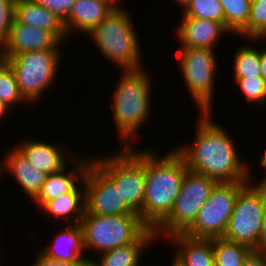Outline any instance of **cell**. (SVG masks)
Returning a JSON list of instances; mask_svg holds the SVG:
<instances>
[{
    "label": "cell",
    "mask_w": 266,
    "mask_h": 266,
    "mask_svg": "<svg viewBox=\"0 0 266 266\" xmlns=\"http://www.w3.org/2000/svg\"><path fill=\"white\" fill-rule=\"evenodd\" d=\"M199 115L192 146L186 143L174 148L184 159L188 170L218 183L250 182V168L240 158L224 126L214 121L210 112H199Z\"/></svg>",
    "instance_id": "cell-1"
},
{
    "label": "cell",
    "mask_w": 266,
    "mask_h": 266,
    "mask_svg": "<svg viewBox=\"0 0 266 266\" xmlns=\"http://www.w3.org/2000/svg\"><path fill=\"white\" fill-rule=\"evenodd\" d=\"M153 149H145L146 182L142 222L155 230L172 211L188 168L175 149L162 156Z\"/></svg>",
    "instance_id": "cell-2"
},
{
    "label": "cell",
    "mask_w": 266,
    "mask_h": 266,
    "mask_svg": "<svg viewBox=\"0 0 266 266\" xmlns=\"http://www.w3.org/2000/svg\"><path fill=\"white\" fill-rule=\"evenodd\" d=\"M122 72L112 96L113 121L118 137L125 143H122L123 147H130L140 127L151 115L150 95L153 87L151 76L141 67L123 69Z\"/></svg>",
    "instance_id": "cell-3"
},
{
    "label": "cell",
    "mask_w": 266,
    "mask_h": 266,
    "mask_svg": "<svg viewBox=\"0 0 266 266\" xmlns=\"http://www.w3.org/2000/svg\"><path fill=\"white\" fill-rule=\"evenodd\" d=\"M130 13L118 4L86 35L91 38L103 57L122 69L143 67L137 29Z\"/></svg>",
    "instance_id": "cell-4"
},
{
    "label": "cell",
    "mask_w": 266,
    "mask_h": 266,
    "mask_svg": "<svg viewBox=\"0 0 266 266\" xmlns=\"http://www.w3.org/2000/svg\"><path fill=\"white\" fill-rule=\"evenodd\" d=\"M92 163L115 185L124 202L142 220L145 195V151L121 146L103 157L92 158Z\"/></svg>",
    "instance_id": "cell-5"
},
{
    "label": "cell",
    "mask_w": 266,
    "mask_h": 266,
    "mask_svg": "<svg viewBox=\"0 0 266 266\" xmlns=\"http://www.w3.org/2000/svg\"><path fill=\"white\" fill-rule=\"evenodd\" d=\"M85 251L99 254L135 242L148 227L138 214L95 215L86 211L80 221Z\"/></svg>",
    "instance_id": "cell-6"
},
{
    "label": "cell",
    "mask_w": 266,
    "mask_h": 266,
    "mask_svg": "<svg viewBox=\"0 0 266 266\" xmlns=\"http://www.w3.org/2000/svg\"><path fill=\"white\" fill-rule=\"evenodd\" d=\"M62 54L61 50H41L3 57L11 66L19 92L29 106L38 102L42 93L53 85Z\"/></svg>",
    "instance_id": "cell-7"
},
{
    "label": "cell",
    "mask_w": 266,
    "mask_h": 266,
    "mask_svg": "<svg viewBox=\"0 0 266 266\" xmlns=\"http://www.w3.org/2000/svg\"><path fill=\"white\" fill-rule=\"evenodd\" d=\"M249 170V183L239 192L223 239L248 246H257L266 207V185L254 184ZM252 181V182H251Z\"/></svg>",
    "instance_id": "cell-8"
},
{
    "label": "cell",
    "mask_w": 266,
    "mask_h": 266,
    "mask_svg": "<svg viewBox=\"0 0 266 266\" xmlns=\"http://www.w3.org/2000/svg\"><path fill=\"white\" fill-rule=\"evenodd\" d=\"M218 182L205 175L187 171L169 216L154 230L156 239L183 233L194 221ZM163 235V236H162ZM165 235V236H164Z\"/></svg>",
    "instance_id": "cell-9"
},
{
    "label": "cell",
    "mask_w": 266,
    "mask_h": 266,
    "mask_svg": "<svg viewBox=\"0 0 266 266\" xmlns=\"http://www.w3.org/2000/svg\"><path fill=\"white\" fill-rule=\"evenodd\" d=\"M249 182H220L212 189L193 223L183 234L193 238H222L233 213L239 192Z\"/></svg>",
    "instance_id": "cell-10"
},
{
    "label": "cell",
    "mask_w": 266,
    "mask_h": 266,
    "mask_svg": "<svg viewBox=\"0 0 266 266\" xmlns=\"http://www.w3.org/2000/svg\"><path fill=\"white\" fill-rule=\"evenodd\" d=\"M179 64L191 98L200 112H212L217 58L214 50L180 48Z\"/></svg>",
    "instance_id": "cell-11"
},
{
    "label": "cell",
    "mask_w": 266,
    "mask_h": 266,
    "mask_svg": "<svg viewBox=\"0 0 266 266\" xmlns=\"http://www.w3.org/2000/svg\"><path fill=\"white\" fill-rule=\"evenodd\" d=\"M85 211L95 215L135 213L121 198L115 185L91 162L83 177Z\"/></svg>",
    "instance_id": "cell-12"
},
{
    "label": "cell",
    "mask_w": 266,
    "mask_h": 266,
    "mask_svg": "<svg viewBox=\"0 0 266 266\" xmlns=\"http://www.w3.org/2000/svg\"><path fill=\"white\" fill-rule=\"evenodd\" d=\"M62 42L50 31L20 23L16 18L7 39L0 46L3 57L28 51L60 50Z\"/></svg>",
    "instance_id": "cell-13"
},
{
    "label": "cell",
    "mask_w": 266,
    "mask_h": 266,
    "mask_svg": "<svg viewBox=\"0 0 266 266\" xmlns=\"http://www.w3.org/2000/svg\"><path fill=\"white\" fill-rule=\"evenodd\" d=\"M178 25L177 35L181 48L214 50L220 37L231 32L220 22L194 17H183Z\"/></svg>",
    "instance_id": "cell-14"
},
{
    "label": "cell",
    "mask_w": 266,
    "mask_h": 266,
    "mask_svg": "<svg viewBox=\"0 0 266 266\" xmlns=\"http://www.w3.org/2000/svg\"><path fill=\"white\" fill-rule=\"evenodd\" d=\"M59 147V145L50 144L46 141L28 138L14 148L28 160L32 167L46 174H51L61 171L67 166L69 159L74 158V152L72 154L70 152L69 155L68 150Z\"/></svg>",
    "instance_id": "cell-15"
},
{
    "label": "cell",
    "mask_w": 266,
    "mask_h": 266,
    "mask_svg": "<svg viewBox=\"0 0 266 266\" xmlns=\"http://www.w3.org/2000/svg\"><path fill=\"white\" fill-rule=\"evenodd\" d=\"M118 0H76L63 21L67 36L81 32L87 34L119 4ZM72 32V33H71Z\"/></svg>",
    "instance_id": "cell-16"
},
{
    "label": "cell",
    "mask_w": 266,
    "mask_h": 266,
    "mask_svg": "<svg viewBox=\"0 0 266 266\" xmlns=\"http://www.w3.org/2000/svg\"><path fill=\"white\" fill-rule=\"evenodd\" d=\"M78 157L79 156H74V158L71 160L74 168H71V172H68L66 166L59 172L47 175L46 180L42 185L41 191L33 200L38 209L45 202L52 200L64 193L71 192L78 184H80V182L83 180L87 167L92 162V159L90 158L89 160L87 157ZM77 182L79 183L77 184Z\"/></svg>",
    "instance_id": "cell-17"
},
{
    "label": "cell",
    "mask_w": 266,
    "mask_h": 266,
    "mask_svg": "<svg viewBox=\"0 0 266 266\" xmlns=\"http://www.w3.org/2000/svg\"><path fill=\"white\" fill-rule=\"evenodd\" d=\"M53 244L39 250L43 255L71 263H90L94 258L86 256L83 244V231L80 224H68L59 231Z\"/></svg>",
    "instance_id": "cell-18"
},
{
    "label": "cell",
    "mask_w": 266,
    "mask_h": 266,
    "mask_svg": "<svg viewBox=\"0 0 266 266\" xmlns=\"http://www.w3.org/2000/svg\"><path fill=\"white\" fill-rule=\"evenodd\" d=\"M167 239L176 245L173 261L179 266H215L212 239L193 238L183 233Z\"/></svg>",
    "instance_id": "cell-19"
},
{
    "label": "cell",
    "mask_w": 266,
    "mask_h": 266,
    "mask_svg": "<svg viewBox=\"0 0 266 266\" xmlns=\"http://www.w3.org/2000/svg\"><path fill=\"white\" fill-rule=\"evenodd\" d=\"M3 160L0 162V174L6 171L14 176L26 195L33 201L41 191L48 174L32 167L15 148H11L8 153L5 152Z\"/></svg>",
    "instance_id": "cell-20"
},
{
    "label": "cell",
    "mask_w": 266,
    "mask_h": 266,
    "mask_svg": "<svg viewBox=\"0 0 266 266\" xmlns=\"http://www.w3.org/2000/svg\"><path fill=\"white\" fill-rule=\"evenodd\" d=\"M15 18L20 23L52 32L61 42L68 38L63 20L34 0H17Z\"/></svg>",
    "instance_id": "cell-21"
},
{
    "label": "cell",
    "mask_w": 266,
    "mask_h": 266,
    "mask_svg": "<svg viewBox=\"0 0 266 266\" xmlns=\"http://www.w3.org/2000/svg\"><path fill=\"white\" fill-rule=\"evenodd\" d=\"M71 192L64 193L45 202L39 209L58 220L64 218L68 224H80L85 212V187L83 180Z\"/></svg>",
    "instance_id": "cell-22"
},
{
    "label": "cell",
    "mask_w": 266,
    "mask_h": 266,
    "mask_svg": "<svg viewBox=\"0 0 266 266\" xmlns=\"http://www.w3.org/2000/svg\"><path fill=\"white\" fill-rule=\"evenodd\" d=\"M154 240L155 232L148 228L135 242L100 254V258L93 259L89 266H140L141 253Z\"/></svg>",
    "instance_id": "cell-23"
},
{
    "label": "cell",
    "mask_w": 266,
    "mask_h": 266,
    "mask_svg": "<svg viewBox=\"0 0 266 266\" xmlns=\"http://www.w3.org/2000/svg\"><path fill=\"white\" fill-rule=\"evenodd\" d=\"M215 266H242L251 248L223 238L212 239Z\"/></svg>",
    "instance_id": "cell-24"
},
{
    "label": "cell",
    "mask_w": 266,
    "mask_h": 266,
    "mask_svg": "<svg viewBox=\"0 0 266 266\" xmlns=\"http://www.w3.org/2000/svg\"><path fill=\"white\" fill-rule=\"evenodd\" d=\"M233 78L261 77L260 50L248 44L240 46L234 55Z\"/></svg>",
    "instance_id": "cell-25"
},
{
    "label": "cell",
    "mask_w": 266,
    "mask_h": 266,
    "mask_svg": "<svg viewBox=\"0 0 266 266\" xmlns=\"http://www.w3.org/2000/svg\"><path fill=\"white\" fill-rule=\"evenodd\" d=\"M219 1L225 14V27L231 35H237L247 25L252 0Z\"/></svg>",
    "instance_id": "cell-26"
},
{
    "label": "cell",
    "mask_w": 266,
    "mask_h": 266,
    "mask_svg": "<svg viewBox=\"0 0 266 266\" xmlns=\"http://www.w3.org/2000/svg\"><path fill=\"white\" fill-rule=\"evenodd\" d=\"M246 40L266 39V0H252L247 25L237 34Z\"/></svg>",
    "instance_id": "cell-27"
},
{
    "label": "cell",
    "mask_w": 266,
    "mask_h": 266,
    "mask_svg": "<svg viewBox=\"0 0 266 266\" xmlns=\"http://www.w3.org/2000/svg\"><path fill=\"white\" fill-rule=\"evenodd\" d=\"M0 100L10 109L13 105L26 102L19 92L14 72L5 60L0 63Z\"/></svg>",
    "instance_id": "cell-28"
},
{
    "label": "cell",
    "mask_w": 266,
    "mask_h": 266,
    "mask_svg": "<svg viewBox=\"0 0 266 266\" xmlns=\"http://www.w3.org/2000/svg\"><path fill=\"white\" fill-rule=\"evenodd\" d=\"M182 16L215 20L225 26V14L219 0H191Z\"/></svg>",
    "instance_id": "cell-29"
},
{
    "label": "cell",
    "mask_w": 266,
    "mask_h": 266,
    "mask_svg": "<svg viewBox=\"0 0 266 266\" xmlns=\"http://www.w3.org/2000/svg\"><path fill=\"white\" fill-rule=\"evenodd\" d=\"M246 102L263 106L266 103V83L262 77L233 78Z\"/></svg>",
    "instance_id": "cell-30"
},
{
    "label": "cell",
    "mask_w": 266,
    "mask_h": 266,
    "mask_svg": "<svg viewBox=\"0 0 266 266\" xmlns=\"http://www.w3.org/2000/svg\"><path fill=\"white\" fill-rule=\"evenodd\" d=\"M17 0H0V46L7 39L16 17Z\"/></svg>",
    "instance_id": "cell-31"
},
{
    "label": "cell",
    "mask_w": 266,
    "mask_h": 266,
    "mask_svg": "<svg viewBox=\"0 0 266 266\" xmlns=\"http://www.w3.org/2000/svg\"><path fill=\"white\" fill-rule=\"evenodd\" d=\"M39 5L55 13L63 21L71 11L76 0H34Z\"/></svg>",
    "instance_id": "cell-32"
},
{
    "label": "cell",
    "mask_w": 266,
    "mask_h": 266,
    "mask_svg": "<svg viewBox=\"0 0 266 266\" xmlns=\"http://www.w3.org/2000/svg\"><path fill=\"white\" fill-rule=\"evenodd\" d=\"M38 255L31 266H89L90 263H71L67 261H61L48 256L43 255L38 251Z\"/></svg>",
    "instance_id": "cell-33"
},
{
    "label": "cell",
    "mask_w": 266,
    "mask_h": 266,
    "mask_svg": "<svg viewBox=\"0 0 266 266\" xmlns=\"http://www.w3.org/2000/svg\"><path fill=\"white\" fill-rule=\"evenodd\" d=\"M242 266H266V254L252 250L245 258Z\"/></svg>",
    "instance_id": "cell-34"
},
{
    "label": "cell",
    "mask_w": 266,
    "mask_h": 266,
    "mask_svg": "<svg viewBox=\"0 0 266 266\" xmlns=\"http://www.w3.org/2000/svg\"><path fill=\"white\" fill-rule=\"evenodd\" d=\"M253 250L262 254H266V207L263 213L259 240L257 246Z\"/></svg>",
    "instance_id": "cell-35"
},
{
    "label": "cell",
    "mask_w": 266,
    "mask_h": 266,
    "mask_svg": "<svg viewBox=\"0 0 266 266\" xmlns=\"http://www.w3.org/2000/svg\"><path fill=\"white\" fill-rule=\"evenodd\" d=\"M260 66H261V77L266 83V48L260 51Z\"/></svg>",
    "instance_id": "cell-36"
},
{
    "label": "cell",
    "mask_w": 266,
    "mask_h": 266,
    "mask_svg": "<svg viewBox=\"0 0 266 266\" xmlns=\"http://www.w3.org/2000/svg\"><path fill=\"white\" fill-rule=\"evenodd\" d=\"M259 163H260L261 167H264L266 170V148L264 150V153L261 155V157L259 159ZM257 184L258 185H266V176L263 179H261V181L259 180V182Z\"/></svg>",
    "instance_id": "cell-37"
},
{
    "label": "cell",
    "mask_w": 266,
    "mask_h": 266,
    "mask_svg": "<svg viewBox=\"0 0 266 266\" xmlns=\"http://www.w3.org/2000/svg\"><path fill=\"white\" fill-rule=\"evenodd\" d=\"M9 109H10V108L7 107L3 101L0 100V119H1L2 117L4 118L5 114L7 113V111H8Z\"/></svg>",
    "instance_id": "cell-38"
},
{
    "label": "cell",
    "mask_w": 266,
    "mask_h": 266,
    "mask_svg": "<svg viewBox=\"0 0 266 266\" xmlns=\"http://www.w3.org/2000/svg\"><path fill=\"white\" fill-rule=\"evenodd\" d=\"M174 1H176V3L180 5V7L182 8L181 10L183 11L188 6L191 0H174Z\"/></svg>",
    "instance_id": "cell-39"
},
{
    "label": "cell",
    "mask_w": 266,
    "mask_h": 266,
    "mask_svg": "<svg viewBox=\"0 0 266 266\" xmlns=\"http://www.w3.org/2000/svg\"><path fill=\"white\" fill-rule=\"evenodd\" d=\"M4 60L3 55L0 53V63Z\"/></svg>",
    "instance_id": "cell-40"
},
{
    "label": "cell",
    "mask_w": 266,
    "mask_h": 266,
    "mask_svg": "<svg viewBox=\"0 0 266 266\" xmlns=\"http://www.w3.org/2000/svg\"><path fill=\"white\" fill-rule=\"evenodd\" d=\"M0 254H1V253H0ZM2 259H3V258H2L1 255H0V266L3 264V263H2Z\"/></svg>",
    "instance_id": "cell-41"
},
{
    "label": "cell",
    "mask_w": 266,
    "mask_h": 266,
    "mask_svg": "<svg viewBox=\"0 0 266 266\" xmlns=\"http://www.w3.org/2000/svg\"><path fill=\"white\" fill-rule=\"evenodd\" d=\"M171 266H179L174 261L172 262Z\"/></svg>",
    "instance_id": "cell-42"
}]
</instances>
